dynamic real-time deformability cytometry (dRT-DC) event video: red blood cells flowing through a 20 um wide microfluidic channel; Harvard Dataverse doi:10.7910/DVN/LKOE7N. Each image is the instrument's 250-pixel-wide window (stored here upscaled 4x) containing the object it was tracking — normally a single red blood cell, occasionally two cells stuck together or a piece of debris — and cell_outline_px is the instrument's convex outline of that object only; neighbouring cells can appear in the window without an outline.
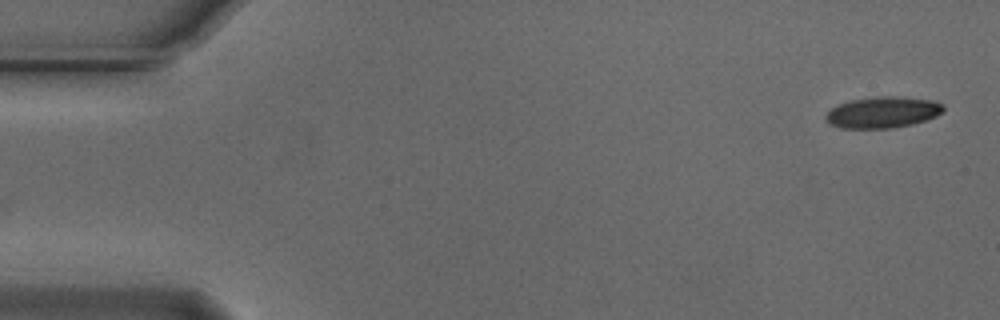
{"species": "Egyptian fruit bat (a non-hibernating species)", "species_latin": "Rousettus aegyptiacus", "temperature_condition": "cold", "stored_images_in_passage": 11, "camera_frame_rate_fps": 3000, "um_per_image_px": 0.085, "animal": {"sex": "male"}, "frame": {"image": 1, "passage_image": 1, "time_ms": 0.0, "image_size_px": [1000, 320], "cell_outline_px": [[944, 112], [928, 120], [912, 124], [892, 128], [840, 128], [828, 124], [824, 120], [824, 116], [832, 108], [848, 100], [876, 96], [896, 96], [932, 100], [944, 104]], "centroid_in_image_um": [75.03, 9.55], "position_along_channel_um": 10.0, "area_um2": 21.73}}